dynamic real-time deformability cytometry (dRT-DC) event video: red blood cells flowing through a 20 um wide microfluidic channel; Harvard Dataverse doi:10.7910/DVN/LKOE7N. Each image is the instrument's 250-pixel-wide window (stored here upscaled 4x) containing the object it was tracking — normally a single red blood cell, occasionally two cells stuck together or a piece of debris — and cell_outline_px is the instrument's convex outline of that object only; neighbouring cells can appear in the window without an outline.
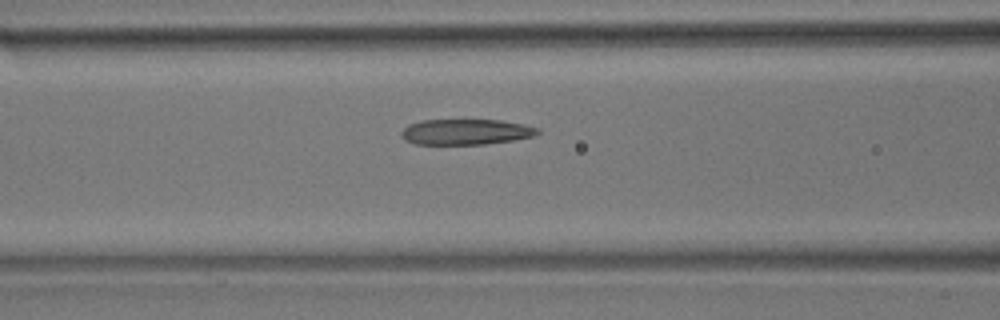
{"species": "common noctule bat (a hibernating species)", "species_latin": "Nyctalus noctula", "temperature_condition": "room temperature", "stored_images_in_passage": 3, "camera_frame_rate_fps": 3000, "um_per_image_px": 0.085, "animal": {"sex": "male", "body_mass_g": 17.9}, "frame": {"image": 1, "passage_image": 3, "time_ms": 3.0, "image_size_px": [1000, 320], "cell_outline_px": [[540, 132], [536, 136], [512, 140], [484, 144], [416, 144], [404, 140], [400, 136], [400, 132], [408, 124], [424, 120], [500, 120], [524, 124], [540, 128]], "centroid_in_image_um": [39.6, 11.21], "position_along_channel_um": 127.0, "area_um2": 20.46}}